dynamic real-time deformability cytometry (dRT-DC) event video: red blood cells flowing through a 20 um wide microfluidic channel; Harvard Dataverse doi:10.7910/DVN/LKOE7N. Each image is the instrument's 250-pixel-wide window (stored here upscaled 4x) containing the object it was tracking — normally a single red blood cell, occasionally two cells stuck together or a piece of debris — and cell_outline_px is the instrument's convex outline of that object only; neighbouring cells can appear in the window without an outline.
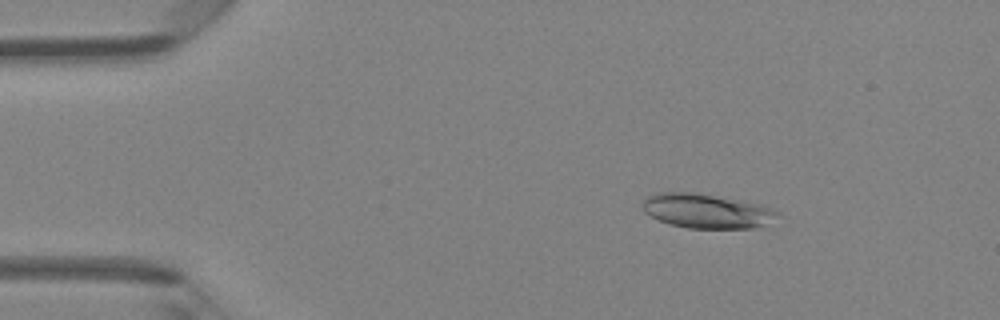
{"species": "Egyptian fruit bat (a non-hibernating species)", "species_latin": "Rousettus aegyptiacus", "temperature_condition": "room temperature", "stored_images_in_passage": 47, "camera_frame_rate_fps": 3000, "um_per_image_px": 0.085, "animal": {"sex": "female"}, "frame": {"image": 1, "passage_image": 7, "time_ms": 2.0, "image_size_px": [1000, 320], "cell_outline_px": [[780, 216], [764, 224], [752, 228], [688, 228], [668, 224], [644, 212], [640, 204], [648, 196], [656, 192], [696, 192], [740, 200], [760, 204], [772, 208], [780, 212]], "centroid_in_image_um": [60.04, 17.92], "position_along_channel_um": 25.0, "area_um2": 27.17}}
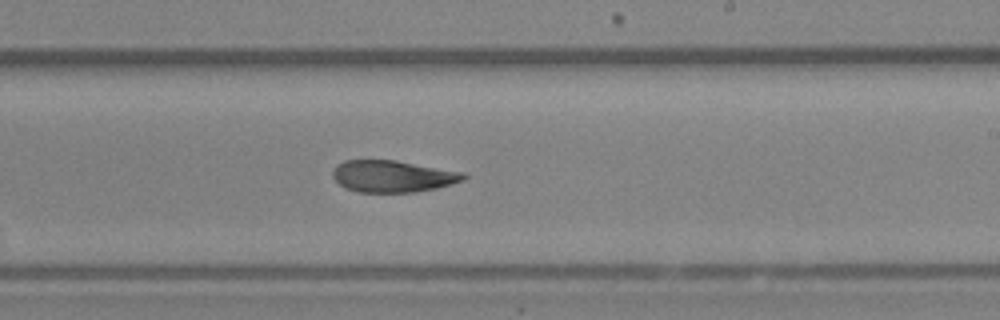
{"frame": {"image": 2, "passage_image": 28, "time_ms": 9.0, "image_size_px": [1000, 320], "cell_outline_px": [[468, 176], [464, 180], [436, 188], [416, 192], [356, 192], [344, 188], [332, 176], [332, 172], [336, 164], [344, 160], [396, 160], [464, 172]], "centroid_in_image_um": [33.36, 14.98], "position_along_channel_um": 255.6, "area_um2": 24.39}}
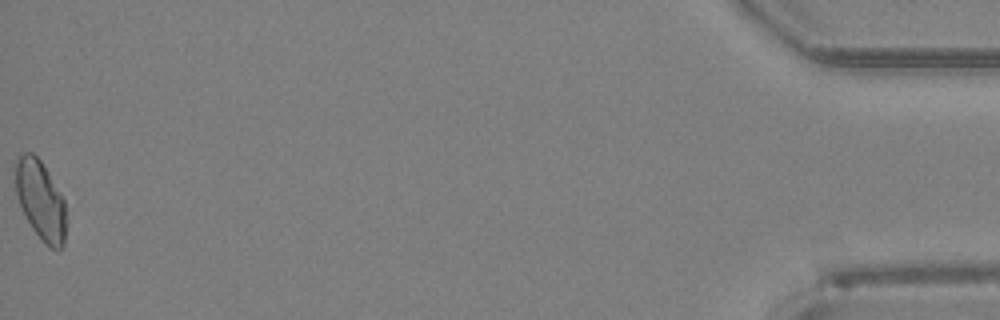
{"frame": {"image": 3, "passage_image": 47, "time_ms": 15.333, "image_size_px": [1000, 320], "cell_outline_px": [[64, 244], [60, 248], [52, 248], [44, 244], [32, 228], [16, 196], [12, 172], [12, 168], [16, 156], [20, 152], [32, 152], [40, 160], [48, 172], [60, 192], [64, 200]], "centroid_in_image_um": [3.36, 16.91], "position_along_channel_um": 431.8, "area_um2": 23.58}, "authors_computed_cell_mechanics": {"area_um2": 25.143, "velocity_mm_per_s": 4.3315, "shape_relaxation_time_tau1_ms": 8.6115, "shape_relaxation_time_tau2_ms": 4.7053, "deformation_change_tau1": 0.1975, "deformation_change_tau2": 0.1262}}